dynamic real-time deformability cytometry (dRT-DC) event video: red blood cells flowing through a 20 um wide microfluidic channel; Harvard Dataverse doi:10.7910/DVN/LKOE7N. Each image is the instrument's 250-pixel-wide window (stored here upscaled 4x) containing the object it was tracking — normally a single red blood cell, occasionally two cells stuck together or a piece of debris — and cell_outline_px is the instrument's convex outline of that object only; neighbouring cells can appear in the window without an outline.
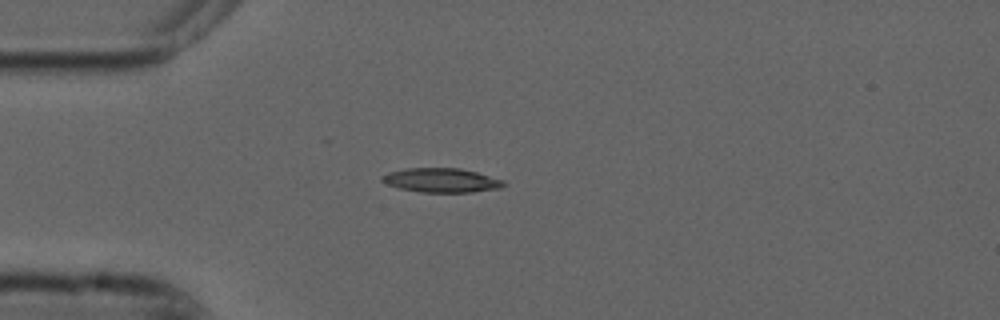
{"species": "common noctule bat (a hibernating species)", "species_latin": "Nyctalus noctula", "temperature_condition": "cold", "stored_images_in_passage": 41, "camera_frame_rate_fps": 3000, "um_per_image_px": 0.085, "animal": {"sex": "male", "forearm_length_mm": 52.5}, "frame": {"image": 1, "passage_image": 1, "time_ms": 0.0, "image_size_px": [1000, 320], "cell_outline_px": [[508, 184], [500, 188], [472, 192], [420, 192], [400, 188], [388, 184], [380, 180], [380, 176], [388, 172], [404, 168], [460, 168], [476, 172], [504, 180]], "centroid_in_image_um": [37.52, 15.32], "position_along_channel_um": 47.5, "area_um2": 17.22}}
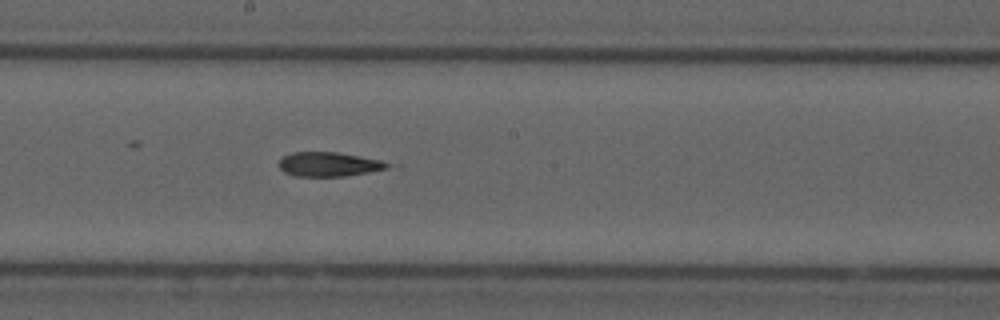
{"frame": {"image": 2, "passage_image": 16, "time_ms": 5.0, "image_size_px": [1000, 320], "cell_outline_px": [[400, 164], [388, 168], [368, 172], [344, 176], [296, 176], [284, 172], [280, 168], [280, 160], [284, 156], [292, 152], [336, 152], [360, 156]], "centroid_in_image_um": [28.04, 13.96], "position_along_channel_um": 220.2, "area_um2": 15.43}}
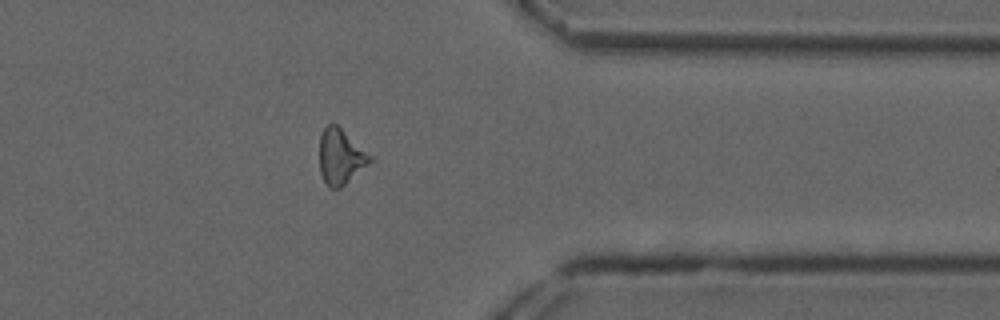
{"frame": {"image": 3, "passage_image": 30, "time_ms": 9.667, "image_size_px": [1000, 320], "cell_outline_px": [[376, 160], [340, 188], [328, 188], [320, 172], [320, 136], [324, 128], [328, 124], [336, 124], [376, 156]], "centroid_in_image_um": [29.04, 13.32], "position_along_channel_um": 382.4, "area_um2": 16.88}, "authors_computed_cell_mechanics": {"area_um2": 16.6464, "velocity_mm_per_s": 3.7522, "shape_relaxation_time_tau1_ms": null, "shape_relaxation_time_tau2_ms": 4.3823, "deformation_change_tau1": null, "deformation_change_tau2": 0.1512}}